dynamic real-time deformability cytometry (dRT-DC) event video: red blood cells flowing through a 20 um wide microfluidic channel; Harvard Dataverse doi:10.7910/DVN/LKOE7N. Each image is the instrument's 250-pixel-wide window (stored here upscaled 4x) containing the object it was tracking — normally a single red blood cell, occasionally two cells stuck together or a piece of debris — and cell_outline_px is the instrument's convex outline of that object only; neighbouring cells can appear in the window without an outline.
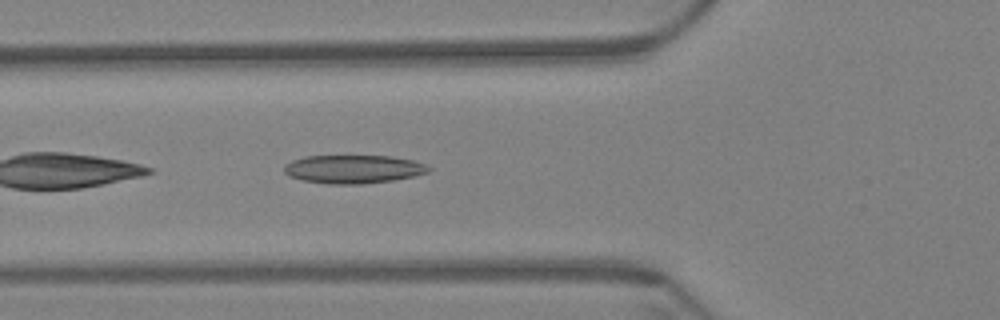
{"species": "Egyptian fruit bat (a non-hibernating species)", "species_latin": "Rousettus aegyptiacus", "temperature_condition": "warm", "stored_images_in_passage": 36, "camera_frame_rate_fps": 3000, "um_per_image_px": 0.085, "animal": {"sex": "female"}, "frame": {"image": 1, "passage_image": 4, "time_ms": 1.0, "image_size_px": [1000, 320], "cell_outline_px": [[432, 168], [428, 172], [416, 176], [392, 180], [360, 184], [328, 184], [300, 180], [288, 176], [284, 172], [284, 164], [292, 160], [304, 156], [392, 156], [412, 160], [428, 164]], "centroid_in_image_um": [30.03, 14.37], "position_along_channel_um": 95.8, "area_um2": 24.16}}
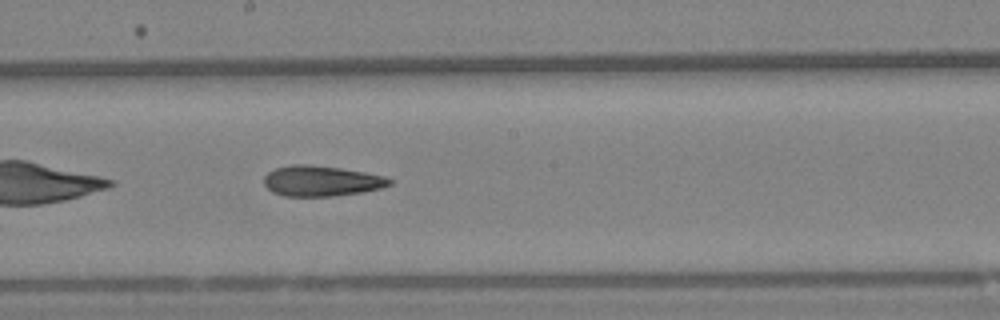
{"frame": {"image": 2, "passage_image": 15, "time_ms": 4.667, "image_size_px": [1000, 320], "cell_outline_px": [[392, 184], [380, 188], [364, 192], [332, 196], [284, 196], [272, 192], [264, 184], [264, 176], [268, 172], [276, 168], [292, 164], [308, 164], [340, 168], [364, 172], [384, 176], [392, 180]], "centroid_in_image_um": [27.3, 15.38], "position_along_channel_um": 220.9, "area_um2": 22.31}}
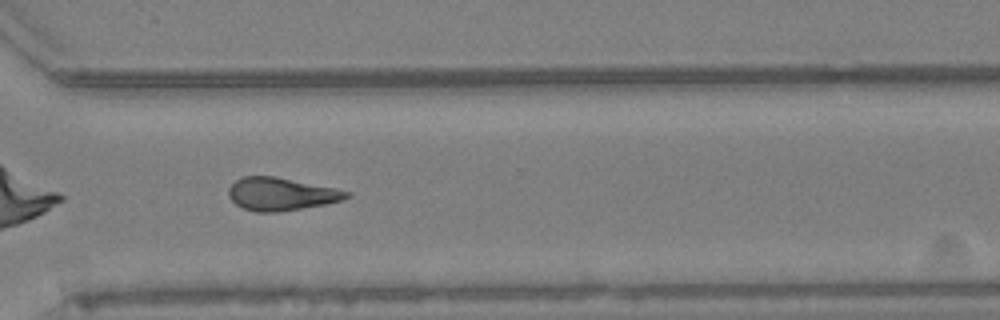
{"frame": {"image": 3, "passage_image": 26, "time_ms": 8.333, "image_size_px": [1000, 320], "cell_outline_px": [[352, 192], [344, 200], [324, 204], [280, 212], [256, 212], [244, 208], [236, 204], [228, 196], [228, 188], [236, 180], [244, 176], [272, 176], [336, 188]], "centroid_in_image_um": [23.89, 16.49], "position_along_channel_um": 346.7, "area_um2": 22.43}, "authors_computed_cell_mechanics": {"area_um2": 22.5998, "velocity_mm_per_s": 3.4193, "shape_relaxation_time_tau1_ms": null, "shape_relaxation_time_tau2_ms": 8.3652, "deformation_change_tau1": null, "deformation_change_tau2": 0.1853}}